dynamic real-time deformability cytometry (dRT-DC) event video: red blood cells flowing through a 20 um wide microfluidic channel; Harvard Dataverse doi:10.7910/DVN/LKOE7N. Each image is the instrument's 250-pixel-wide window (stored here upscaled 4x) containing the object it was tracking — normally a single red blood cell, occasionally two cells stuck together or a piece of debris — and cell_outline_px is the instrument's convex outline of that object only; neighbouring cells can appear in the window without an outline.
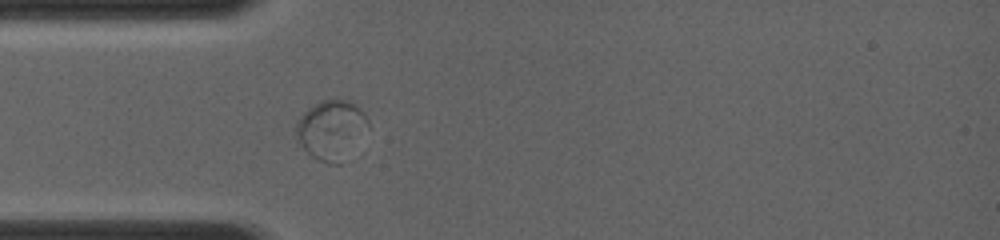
{"species": "common noctule bat (a hibernating species)", "species_latin": "Nyctalus noctula", "temperature_condition": "room temperature", "stored_images_in_passage": 77, "camera_frame_rate_fps": 4000, "um_per_image_px": 0.085, "animal": {"sex": "female", "body_mass_g": 19.0, "forearm_length_mm": 56.7}, "frame": {"image": 1, "passage_image": 23, "time_ms": 4.0, "image_size_px": [1000, 240], "cell_outline_px": [[368, 124], [340, 164], [328, 164], [312, 156], [300, 144], [296, 132], [296, 124], [300, 116], [308, 108], [324, 100], [352, 100], [364, 112], [368, 120]], "centroid_in_image_um": [28.13, 11.0], "position_along_channel_um": 56.9, "area_um2": 24.1}}
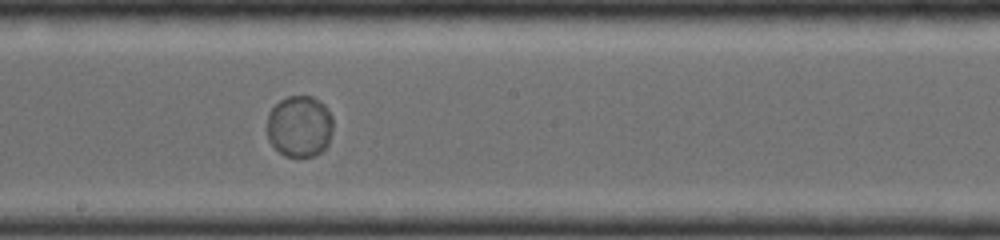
{"frame": {"image": 2, "passage_image": 43, "time_ms": 7.75, "image_size_px": [1000, 240], "cell_outline_px": [[332, 132], [328, 144], [320, 152], [312, 156], [284, 156], [272, 144], [268, 136], [268, 112], [280, 100], [288, 96], [312, 96], [320, 100], [328, 108], [332, 116]], "centroid_in_image_um": [25.48, 10.71], "position_along_channel_um": 222.7, "area_um2": 23.64}}
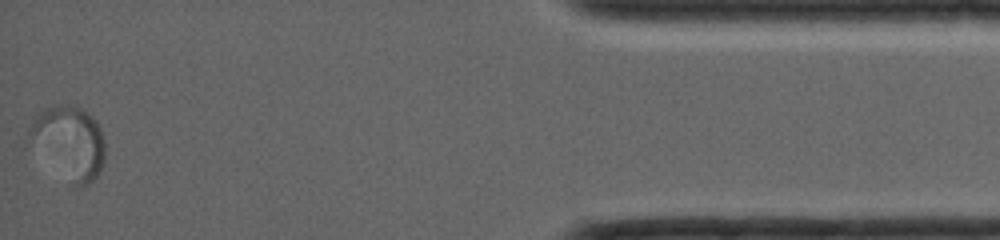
{"frame": {"image": 3, "passage_image": 76, "time_ms": 13.75, "image_size_px": [1000, 240], "cell_outline_px": [[104, 160], [100, 172], [88, 184], [80, 188], [72, 188], [24, 144], [24, 140], [28, 128], [36, 116], [44, 108], [60, 104], [72, 104], [80, 108], [92, 116], [96, 120], [100, 128], [104, 140]], "centroid_in_image_um": [5.76, 12.18], "position_along_channel_um": 429.4, "area_um2": 34.04}}